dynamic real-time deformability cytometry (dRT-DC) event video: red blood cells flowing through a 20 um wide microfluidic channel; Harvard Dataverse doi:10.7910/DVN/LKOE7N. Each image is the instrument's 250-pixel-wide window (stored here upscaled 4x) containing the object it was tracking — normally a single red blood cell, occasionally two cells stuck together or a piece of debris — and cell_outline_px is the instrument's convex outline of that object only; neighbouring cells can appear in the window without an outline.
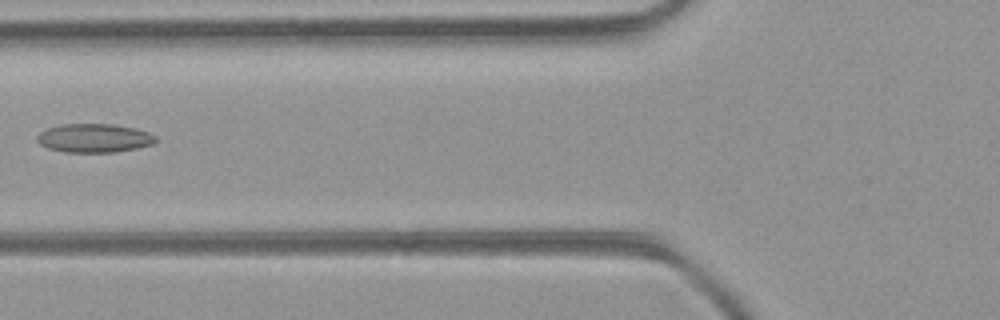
{"species": "common noctule bat (a hibernating species)", "species_latin": "Nyctalus noctula", "temperature_condition": "room temperature", "stored_images_in_passage": 4, "camera_frame_rate_fps": 3000, "um_per_image_px": 0.085, "animal": {"sex": "female", "body_mass_g": 21.9}, "frame": {"image": 1, "passage_image": 3, "time_ms": 0.667, "image_size_px": [1000, 320], "cell_outline_px": [[156, 140], [152, 144], [136, 148], [116, 152], [64, 152], [48, 148], [40, 144], [36, 140], [36, 136], [40, 132], [48, 128], [64, 124], [112, 124], [132, 128], [148, 132], [156, 136]], "centroid_in_image_um": [7.98, 11.74], "position_along_channel_um": 117.8, "area_um2": 19.71}}
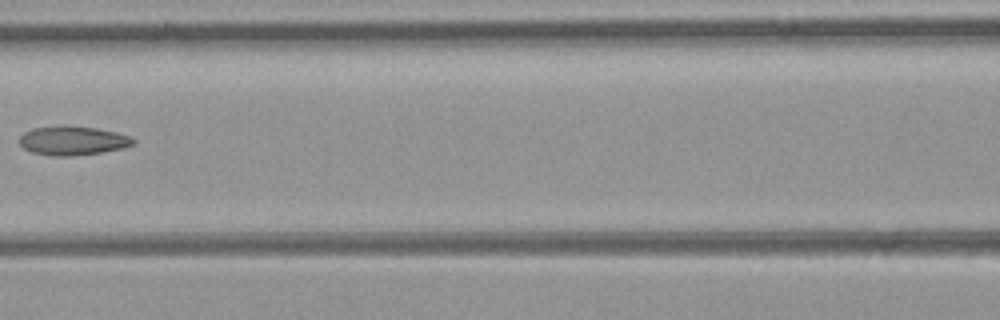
{"frame": {"image": 2, "passage_image": 4, "time_ms": 1.0, "image_size_px": [1000, 320], "cell_outline_px": [[136, 144], [124, 148], [104, 152], [68, 156], [52, 156], [32, 152], [24, 148], [20, 144], [20, 136], [24, 132], [32, 128], [64, 124], [96, 128], [116, 132], [128, 136], [136, 140]], "centroid_in_image_um": [6.19, 11.94], "position_along_channel_um": 160.4, "area_um2": 19.54}}